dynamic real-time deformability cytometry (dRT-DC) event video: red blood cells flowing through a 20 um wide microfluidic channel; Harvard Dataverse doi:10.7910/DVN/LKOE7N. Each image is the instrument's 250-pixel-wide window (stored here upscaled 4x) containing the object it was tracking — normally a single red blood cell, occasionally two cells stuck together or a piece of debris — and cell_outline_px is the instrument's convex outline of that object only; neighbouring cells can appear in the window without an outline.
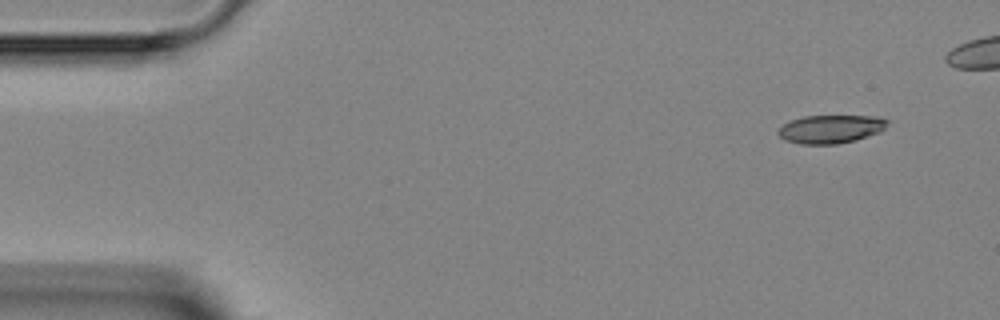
{"species": "Egyptian fruit bat (a non-hibernating species)", "species_latin": "Rousettus aegyptiacus", "temperature_condition": "room temperature", "stored_images_in_passage": 5, "camera_frame_rate_fps": 3000, "um_per_image_px": 0.085, "animal": {"sex": "female"}, "frame": {"image": 1, "passage_image": 1, "time_ms": 0.0, "image_size_px": [1000, 320], "cell_outline_px": [[888, 120], [884, 128], [880, 132], [856, 140], [836, 144], [800, 144], [784, 140], [776, 132], [784, 124], [792, 120], [804, 116], [876, 116]], "centroid_in_image_um": [70.6, 10.97], "position_along_channel_um": 14.4, "area_um2": 17.92}}
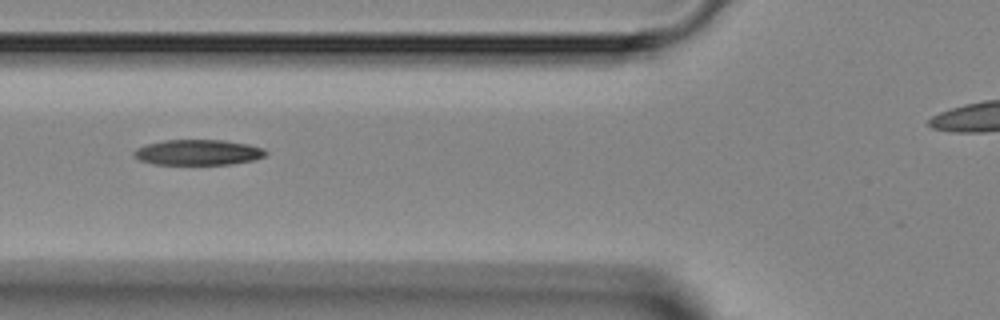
{"frame": {"image": 2, "passage_image": 5, "time_ms": 4.667, "image_size_px": [1000, 320], "cell_outline_px": [[268, 152], [264, 156], [252, 160], [232, 164], [152, 164], [140, 160], [132, 156], [132, 152], [136, 148], [144, 144], [164, 140], [224, 140], [248, 144], [264, 148]], "centroid_in_image_um": [16.79, 12.94], "position_along_channel_um": 109.0, "area_um2": 19.71}}